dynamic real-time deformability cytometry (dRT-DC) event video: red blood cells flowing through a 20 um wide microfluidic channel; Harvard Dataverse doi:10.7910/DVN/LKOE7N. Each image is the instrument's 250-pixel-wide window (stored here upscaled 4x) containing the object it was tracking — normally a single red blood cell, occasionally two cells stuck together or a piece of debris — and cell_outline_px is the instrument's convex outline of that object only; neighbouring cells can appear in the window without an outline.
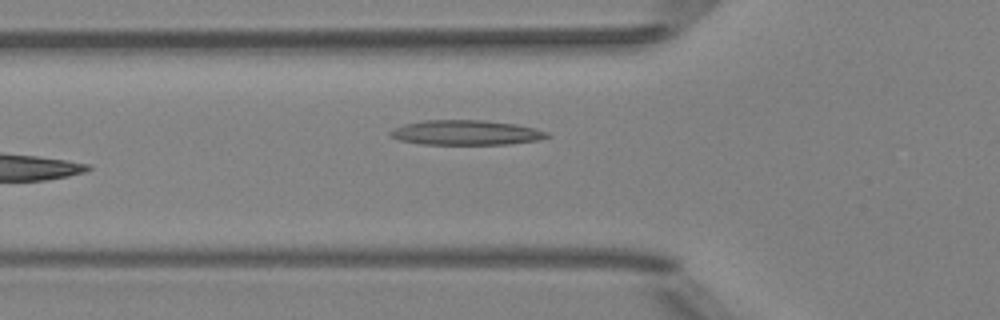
{"species": "Egyptian fruit bat (a non-hibernating species)", "species_latin": "Rousettus aegyptiacus", "temperature_condition": "room temperature", "stored_images_in_passage": 6, "camera_frame_rate_fps": 3000, "um_per_image_px": 0.085, "animal": {"sex": "female"}, "frame": {"image": 1, "passage_image": 6, "time_ms": 6.667, "image_size_px": [1000, 320], "cell_outline_px": [[552, 136], [540, 140], [508, 144], [420, 144], [400, 140], [392, 136], [388, 132], [404, 124], [424, 120], [484, 120], [516, 124], [548, 132]], "centroid_in_image_um": [39.64, 11.27], "position_along_channel_um": 86.2, "area_um2": 22.6}}